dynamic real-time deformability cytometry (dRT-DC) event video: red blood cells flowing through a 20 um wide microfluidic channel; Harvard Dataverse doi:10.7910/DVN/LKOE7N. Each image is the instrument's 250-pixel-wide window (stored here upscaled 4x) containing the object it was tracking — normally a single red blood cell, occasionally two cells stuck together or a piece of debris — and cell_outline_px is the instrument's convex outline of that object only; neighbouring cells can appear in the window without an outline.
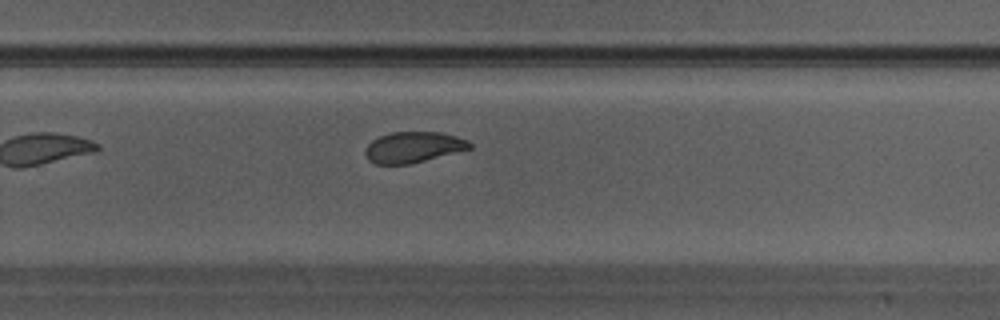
{"species": "Egyptian fruit bat (a non-hibernating species)", "species_latin": "Rousettus aegyptiacus", "temperature_condition": "warm", "stored_images_in_passage": 21, "camera_frame_rate_fps": 3000, "um_per_image_px": 0.085, "animal": {"sex": "male"}, "frame": {"image": 1, "passage_image": 12, "time_ms": 3.667, "image_size_px": [1000, 320], "cell_outline_px": [[472, 148], [408, 164], [376, 164], [368, 160], [364, 152], [368, 144], [372, 140], [388, 132], [444, 132], [468, 140], [472, 144]], "centroid_in_image_um": [35.12, 12.5], "position_along_channel_um": 294.7, "area_um2": 18.73}}
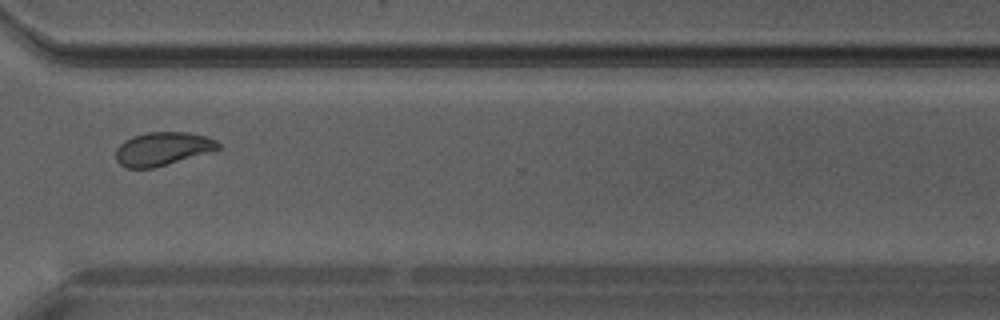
{"frame": {"image": 2, "passage_image": 15, "time_ms": 4.667, "image_size_px": [1000, 320], "cell_outline_px": [[220, 148], [152, 168], [124, 168], [116, 160], [116, 148], [124, 140], [132, 136], [148, 132], [184, 132], [208, 136], [216, 140], [220, 144]], "centroid_in_image_um": [13.77, 12.63], "position_along_channel_um": 356.8, "area_um2": 19.65}}